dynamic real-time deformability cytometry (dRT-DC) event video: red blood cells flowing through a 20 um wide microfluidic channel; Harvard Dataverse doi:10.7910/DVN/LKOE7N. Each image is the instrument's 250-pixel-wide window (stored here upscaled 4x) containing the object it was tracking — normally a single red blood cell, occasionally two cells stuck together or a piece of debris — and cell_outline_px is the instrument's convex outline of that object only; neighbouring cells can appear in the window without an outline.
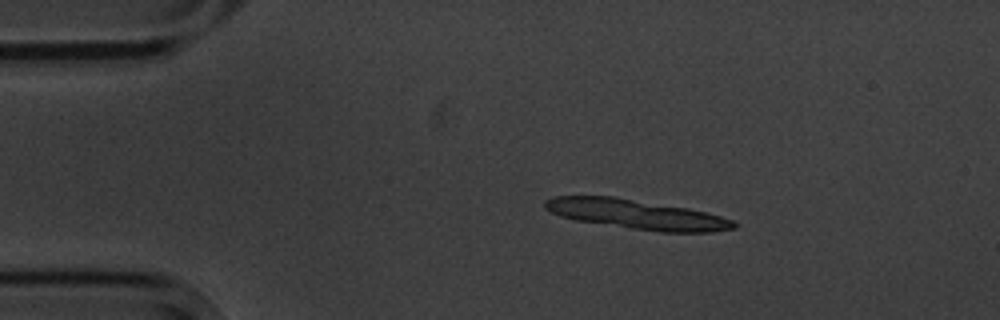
{"species": "common noctule bat (a hibernating species)", "species_latin": "Nyctalus noctula", "temperature_condition": "cold", "stored_images_in_passage": 3, "camera_frame_rate_fps": 3000, "um_per_image_px": 0.085, "animal": {"sex": "male", "body_mass_g": 20.1, "forearm_length_mm": 53.5}, "frame": {"image": 1, "passage_image": 1, "time_ms": 0.0, "image_size_px": [1000, 320], "cell_outline_px": [[736, 228], [712, 232], [660, 232], [576, 220], [560, 216], [544, 208], [544, 200], [552, 196], [612, 196], [688, 208], [720, 216], [732, 220], [736, 224]], "centroid_in_image_um": [54.09, 18.21], "position_along_channel_um": 30.9, "area_um2": 32.25}}